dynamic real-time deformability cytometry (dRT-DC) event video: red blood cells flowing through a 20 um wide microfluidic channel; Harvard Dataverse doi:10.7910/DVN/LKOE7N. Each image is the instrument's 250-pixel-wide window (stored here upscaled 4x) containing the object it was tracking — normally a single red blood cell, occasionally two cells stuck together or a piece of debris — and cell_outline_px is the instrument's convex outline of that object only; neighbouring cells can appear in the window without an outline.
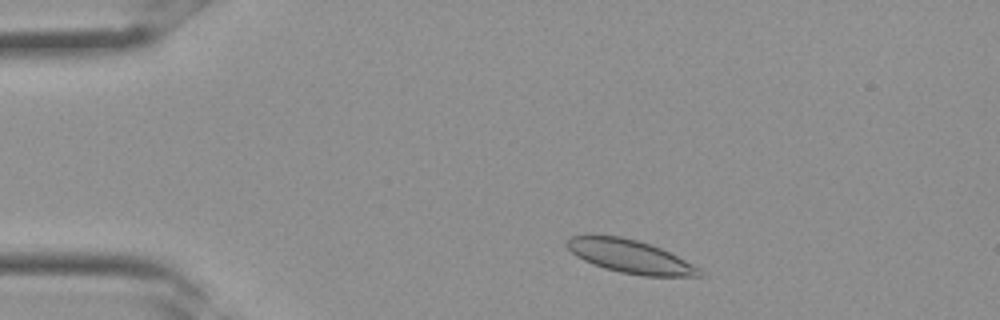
{"species": "Egyptian fruit bat (a non-hibernating species)", "species_latin": "Rousettus aegyptiacus", "temperature_condition": "room temperature", "stored_images_in_passage": 9, "camera_frame_rate_fps": 3000, "um_per_image_px": 0.085, "frame": {"image": 1, "passage_image": 3, "time_ms": 0.667, "image_size_px": [1000, 320], "cell_outline_px": [[704, 276], [644, 276], [620, 272], [604, 268], [584, 260], [576, 256], [564, 244], [572, 236], [588, 232], [620, 236], [636, 240], [660, 248], [700, 268]], "centroid_in_image_um": [53.48, 21.76], "position_along_channel_um": 31.5, "area_um2": 25.84}}
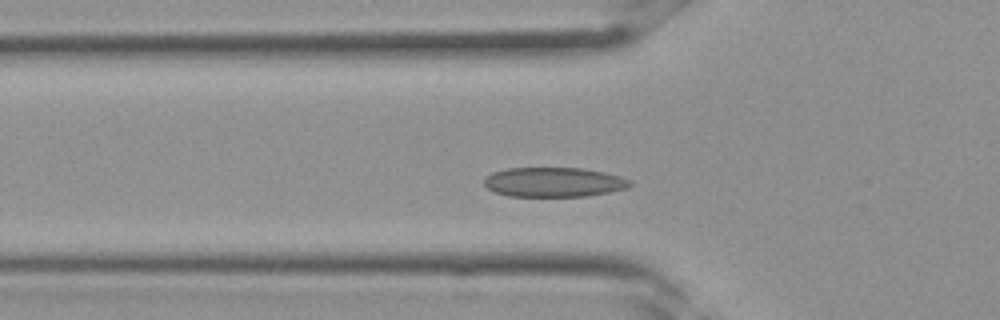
{"frame": {"image": 2, "passage_image": 8, "time_ms": 2.333, "image_size_px": [1000, 320], "cell_outline_px": [[632, 184], [628, 188], [588, 196], [508, 196], [496, 192], [488, 188], [484, 184], [484, 176], [492, 172], [508, 168], [584, 168], [604, 172], [620, 176], [632, 180]], "centroid_in_image_um": [47.08, 15.47], "position_along_channel_um": 78.7, "area_um2": 25.26}}